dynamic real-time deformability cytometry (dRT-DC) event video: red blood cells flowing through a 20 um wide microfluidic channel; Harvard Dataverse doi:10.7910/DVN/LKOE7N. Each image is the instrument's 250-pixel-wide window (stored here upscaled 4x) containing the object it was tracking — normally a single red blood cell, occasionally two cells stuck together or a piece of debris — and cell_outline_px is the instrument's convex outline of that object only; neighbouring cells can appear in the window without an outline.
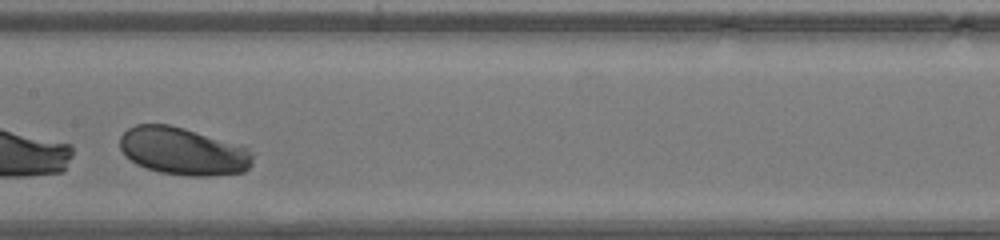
{"species": "human", "species_latin": "Homo sapiens", "temperature_condition": "warm", "stored_images_in_passage": 25, "camera_frame_rate_fps": 3000, "um_per_image_px": 0.085, "donor": {"sex": "male"}, "frame": {"image": 1, "passage_image": 13, "time_ms": 4.0, "image_size_px": [1000, 240], "cell_outline_px": [[256, 152], [252, 164], [244, 172], [208, 176], [188, 176], [160, 172], [136, 164], [124, 156], [120, 148], [120, 136], [128, 128], [136, 124], [168, 124], [184, 128], [248, 148]], "centroid_in_image_um": [15.56, 12.86], "position_along_channel_um": 191.8, "area_um2": 36.93}}
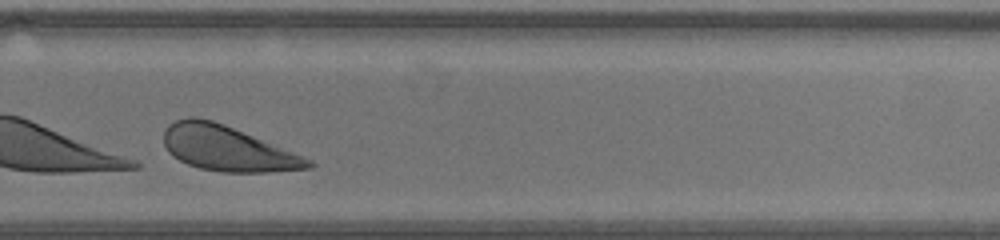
{"frame": {"image": 2, "passage_image": 21, "time_ms": 6.667, "image_size_px": [1000, 240], "cell_outline_px": [[316, 164], [312, 168], [268, 172], [220, 172], [200, 168], [188, 164], [172, 156], [168, 152], [164, 144], [164, 132], [168, 124], [176, 120], [188, 116], [196, 116], [212, 120], [224, 124], [312, 160]], "centroid_in_image_um": [19.29, 12.62], "position_along_channel_um": 310.5, "area_um2": 37.8}}
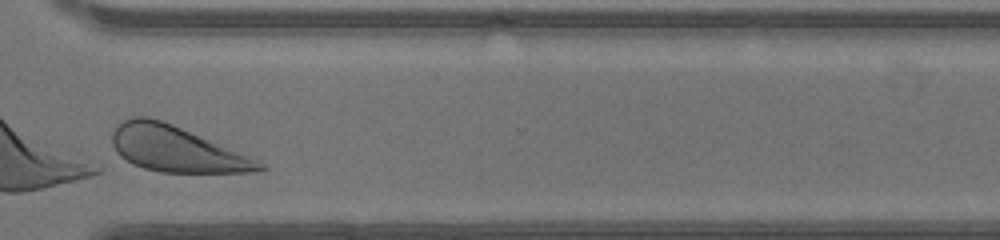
{"frame": {"image": 3, "passage_image": 24, "time_ms": 7.667, "image_size_px": [1000, 240], "cell_outline_px": [[268, 168], [248, 172], [160, 172], [144, 168], [132, 164], [120, 156], [116, 152], [112, 144], [112, 132], [116, 124], [132, 116], [148, 116], [172, 124], [264, 164]], "centroid_in_image_um": [14.85, 12.66], "position_along_channel_um": 355.7, "area_um2": 38.26}}